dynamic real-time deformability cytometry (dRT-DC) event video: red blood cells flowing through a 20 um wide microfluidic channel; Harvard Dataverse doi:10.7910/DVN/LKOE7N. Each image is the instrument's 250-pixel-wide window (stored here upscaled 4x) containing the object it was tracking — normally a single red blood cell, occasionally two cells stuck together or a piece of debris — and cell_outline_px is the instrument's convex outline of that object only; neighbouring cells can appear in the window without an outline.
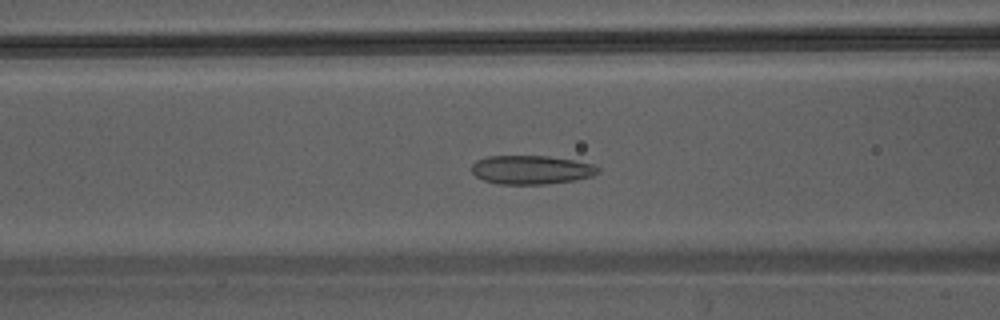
{"species": "Egyptian fruit bat (a non-hibernating species)", "species_latin": "Rousettus aegyptiacus", "temperature_condition": "warm", "stored_images_in_passage": 46, "camera_frame_rate_fps": 3000, "um_per_image_px": 0.085, "animal": {"sex": "male"}, "frame": {"image": 1, "passage_image": 20, "time_ms": 6.333, "image_size_px": [1000, 320], "cell_outline_px": [[600, 172], [592, 176], [576, 180], [544, 184], [496, 184], [484, 180], [476, 176], [472, 172], [472, 164], [476, 160], [488, 156], [548, 156], [572, 160], [592, 164], [600, 168]], "centroid_in_image_um": [45.15, 14.43], "position_along_channel_um": 121.4, "area_um2": 21.21}}
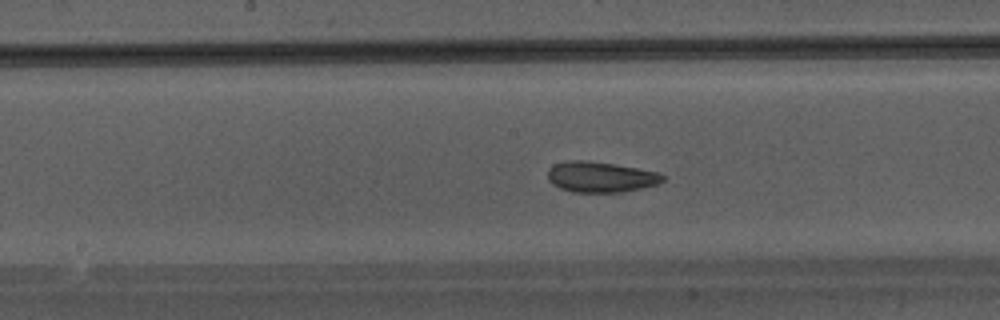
{"frame": {"image": 2, "passage_image": 25, "time_ms": 8.0, "image_size_px": [1000, 320], "cell_outline_px": [[664, 180], [656, 184], [640, 188], [616, 192], [572, 192], [560, 188], [552, 184], [548, 180], [548, 168], [552, 164], [568, 160], [588, 160], [660, 172], [664, 176]], "centroid_in_image_um": [50.99, 15.03], "position_along_channel_um": 197.2, "area_um2": 20.46}}
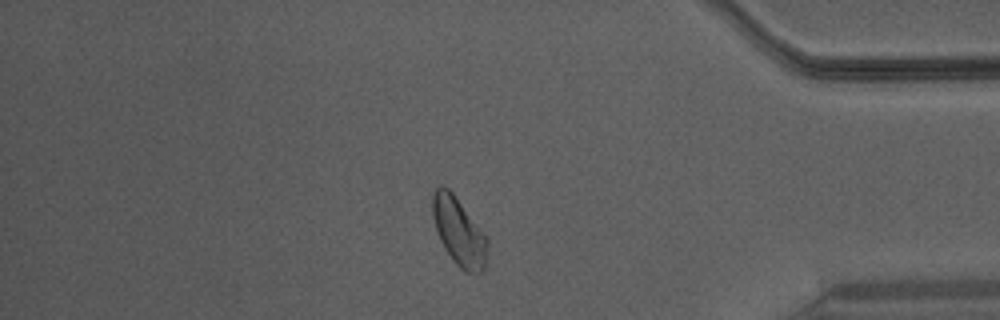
{"frame": {"image": 3, "passage_image": 40, "time_ms": 13.0, "image_size_px": [1000, 320], "cell_outline_px": [[488, 248], [484, 268], [480, 272], [464, 272], [456, 264], [444, 248], [436, 232], [432, 212], [432, 192], [440, 184], [448, 188], [452, 192], [484, 232], [488, 240]], "centroid_in_image_um": [38.99, 19.67], "position_along_channel_um": 396.2, "area_um2": 21.73}}